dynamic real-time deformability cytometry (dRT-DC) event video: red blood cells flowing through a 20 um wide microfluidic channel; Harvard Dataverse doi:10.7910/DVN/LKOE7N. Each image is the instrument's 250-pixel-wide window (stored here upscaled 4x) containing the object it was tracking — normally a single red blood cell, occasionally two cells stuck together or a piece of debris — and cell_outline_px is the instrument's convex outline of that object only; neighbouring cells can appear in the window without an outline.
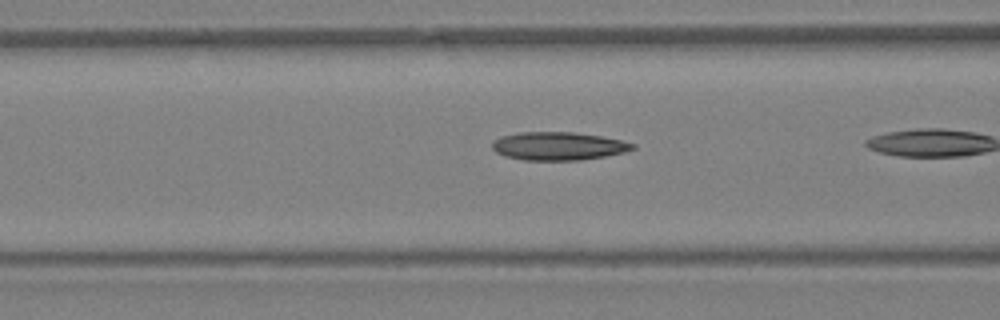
{"species": "Egyptian fruit bat (a non-hibernating species)", "species_latin": "Rousettus aegyptiacus", "temperature_condition": "warm", "stored_images_in_passage": 8, "camera_frame_rate_fps": 3000, "um_per_image_px": 0.085, "animal": {"sex": "female"}, "frame": {"image": 1, "passage_image": 7, "time_ms": 2.0, "image_size_px": [1000, 320], "cell_outline_px": [[636, 148], [624, 152], [604, 156], [580, 160], [524, 160], [504, 156], [496, 152], [492, 148], [492, 140], [500, 136], [520, 132], [572, 132], [600, 136], [620, 140], [636, 144]], "centroid_in_image_um": [47.42, 12.41], "position_along_channel_um": 119.2, "area_um2": 23.06}}